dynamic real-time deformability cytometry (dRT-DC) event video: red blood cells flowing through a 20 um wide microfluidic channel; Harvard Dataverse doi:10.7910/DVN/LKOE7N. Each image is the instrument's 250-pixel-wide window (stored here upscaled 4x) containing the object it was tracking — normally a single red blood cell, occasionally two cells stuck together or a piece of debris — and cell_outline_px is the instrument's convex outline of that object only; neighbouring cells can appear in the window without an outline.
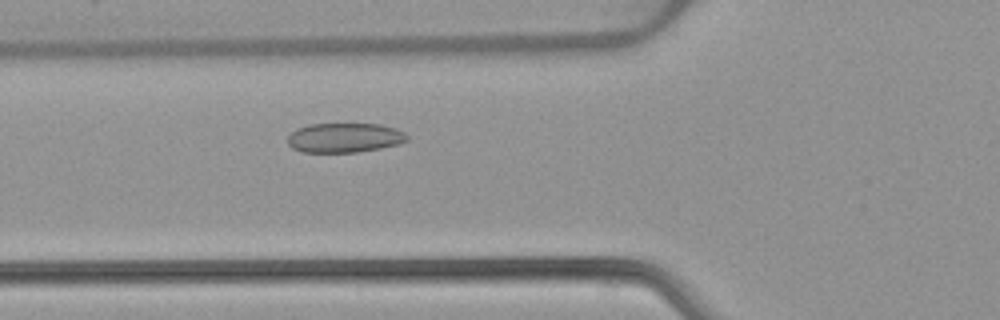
{"species": "common noctule bat (a hibernating species)", "species_latin": "Nyctalus noctula", "temperature_condition": "warm", "stored_images_in_passage": 48, "camera_frame_rate_fps": 3000, "um_per_image_px": 0.085, "animal": {"sex": "female", "body_mass_g": 22.7, "forearm_length_mm": 54.2}, "frame": {"image": 1, "passage_image": 15, "time_ms": 4.667, "image_size_px": [1000, 320], "cell_outline_px": [[408, 140], [400, 144], [380, 148], [356, 152], [304, 152], [292, 148], [288, 144], [288, 136], [296, 128], [308, 124], [380, 124], [396, 128], [404, 132], [408, 136]], "centroid_in_image_um": [29.29, 11.7], "position_along_channel_um": 96.5, "area_um2": 20.63}}
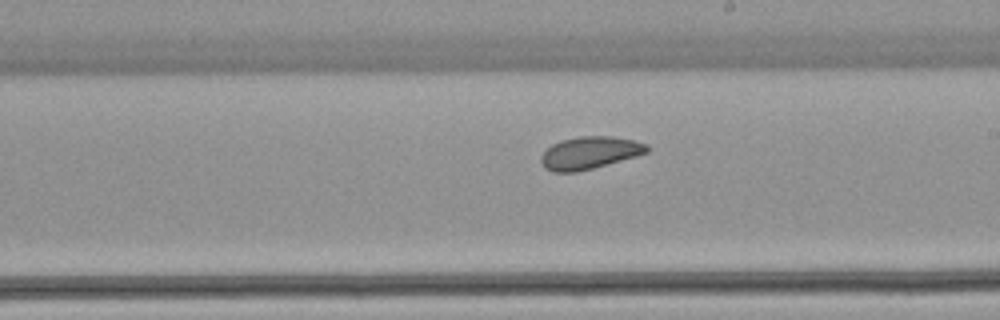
{"frame": {"image": 2, "passage_image": 26, "time_ms": 8.333, "image_size_px": [1000, 320], "cell_outline_px": [[648, 152], [636, 156], [592, 168], [576, 172], [552, 172], [544, 168], [540, 160], [540, 156], [552, 144], [564, 140], [580, 136], [612, 136], [632, 140], [648, 144]], "centroid_in_image_um": [50.1, 12.99], "position_along_channel_um": 238.9, "area_um2": 19.83}}
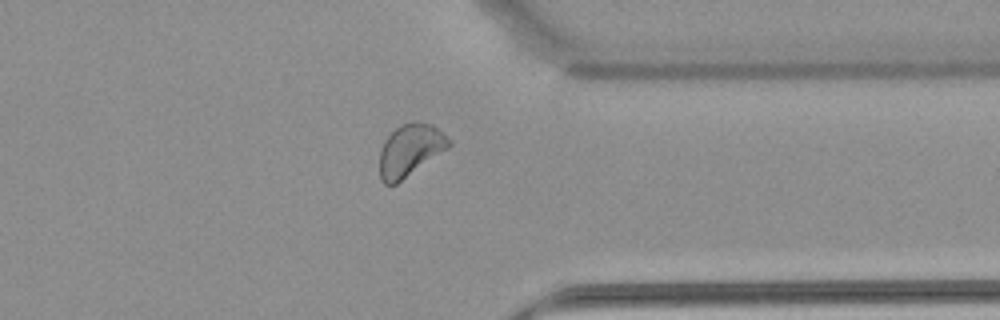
{"frame": {"image": 3, "passage_image": 37, "time_ms": 12.0, "image_size_px": [1000, 320], "cell_outline_px": [[452, 144], [448, 148], [396, 184], [384, 184], [380, 180], [380, 152], [384, 140], [396, 128], [412, 120], [432, 124], [452, 140]], "centroid_in_image_um": [34.87, 12.75], "position_along_channel_um": 376.5, "area_um2": 20.92}, "authors_computed_cell_mechanics": {"area_um2": 21.2126, "velocity_mm_per_s": 3.8798, "shape_relaxation_time_tau1_ms": 8.3854, "shape_relaxation_time_tau2_ms": 4.1423, "deformation_change_tau1": 0.1199, "deformation_change_tau2": 0.0787}}